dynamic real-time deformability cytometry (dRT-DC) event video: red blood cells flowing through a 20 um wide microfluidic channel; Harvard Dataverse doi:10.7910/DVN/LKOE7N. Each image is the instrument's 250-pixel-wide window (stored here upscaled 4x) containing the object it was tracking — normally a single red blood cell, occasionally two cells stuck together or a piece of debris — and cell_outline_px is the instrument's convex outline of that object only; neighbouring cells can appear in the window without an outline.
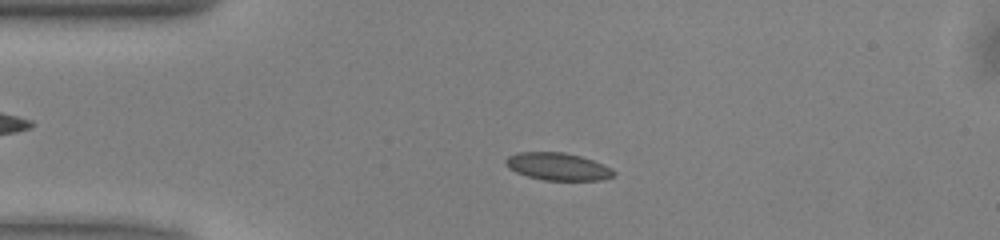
{"species": "common noctule bat (a hibernating species)", "species_latin": "Nyctalus noctula", "temperature_condition": "warm", "stored_images_in_passage": 50, "camera_frame_rate_fps": 3000, "um_per_image_px": 0.085, "animal": {"sex": "male", "body_mass_g": 13.0, "forearm_length_mm": 53.1}, "frame": {"image": 1, "passage_image": 11, "time_ms": 3.333, "image_size_px": [1000, 240], "cell_outline_px": [[616, 172], [612, 176], [604, 180], [544, 180], [528, 176], [516, 172], [508, 168], [504, 164], [504, 160], [508, 156], [520, 152], [564, 152], [580, 156], [592, 160], [612, 168]], "centroid_in_image_um": [47.4, 14.15], "position_along_channel_um": 37.6, "area_um2": 17.28}}
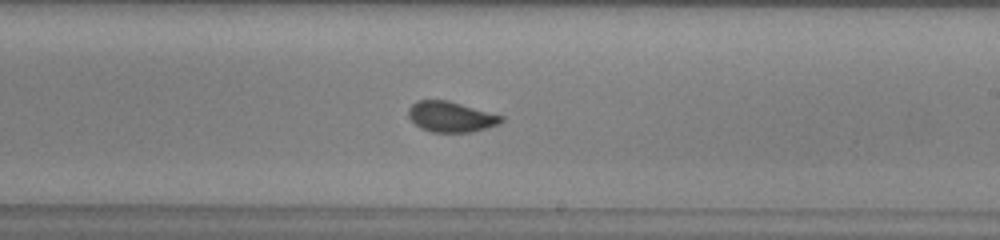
{"frame": {"image": 2, "passage_image": 29, "time_ms": 9.333, "image_size_px": [1000, 240], "cell_outline_px": [[504, 120], [500, 124], [472, 132], [432, 132], [420, 128], [408, 116], [408, 108], [416, 100], [448, 100], [504, 116]], "centroid_in_image_um": [38.34, 9.92], "position_along_channel_um": 250.7, "area_um2": 16.59}}
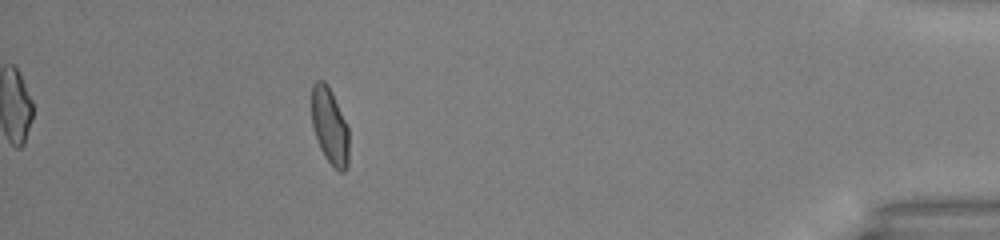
{"frame": {"image": 3, "passage_image": 45, "time_ms": 14.667, "image_size_px": [1000, 240], "cell_outline_px": [[348, 168], [344, 172], [340, 172], [324, 156], [320, 148], [312, 124], [312, 84], [316, 80], [324, 80], [328, 84], [332, 92], [348, 128]], "centroid_in_image_um": [28.03, 10.7], "position_along_channel_um": 407.2, "area_um2": 16.47}, "authors_computed_cell_mechanics": {"area_um2": 16.8198, "velocity_mm_per_s": 4.0446, "shape_relaxation_time_tau1_ms": 4.6878, "shape_relaxation_time_tau2_ms": null, "deformation_change_tau1": 0.1214, "deformation_change_tau2": null}}